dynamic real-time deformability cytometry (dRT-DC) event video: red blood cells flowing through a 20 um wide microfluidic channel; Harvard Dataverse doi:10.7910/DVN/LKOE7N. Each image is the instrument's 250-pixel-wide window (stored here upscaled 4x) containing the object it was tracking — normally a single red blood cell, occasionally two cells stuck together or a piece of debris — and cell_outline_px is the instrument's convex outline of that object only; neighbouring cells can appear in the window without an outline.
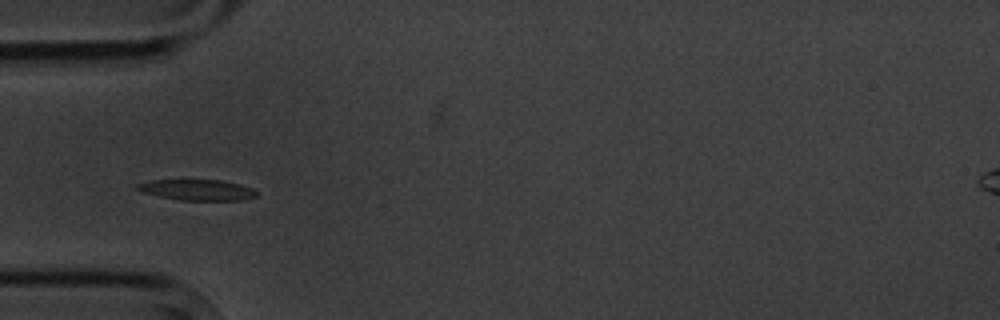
{"species": "common noctule bat (a hibernating species)", "species_latin": "Nyctalus noctula", "temperature_condition": "cold", "stored_images_in_passage": 12, "camera_frame_rate_fps": 3000, "um_per_image_px": 0.085, "animal": {"sex": "male", "body_mass_g": 20.1, "forearm_length_mm": 53.5}, "frame": {"image": 1, "passage_image": 4, "time_ms": 4.333, "image_size_px": [1000, 320], "cell_outline_px": [[256, 196], [244, 200], [180, 200], [140, 192], [136, 188], [136, 184], [152, 180], [220, 180], [240, 184], [252, 188], [256, 192]], "centroid_in_image_um": [16.75, 16.14], "position_along_channel_um": 68.3, "area_um2": 14.39}}
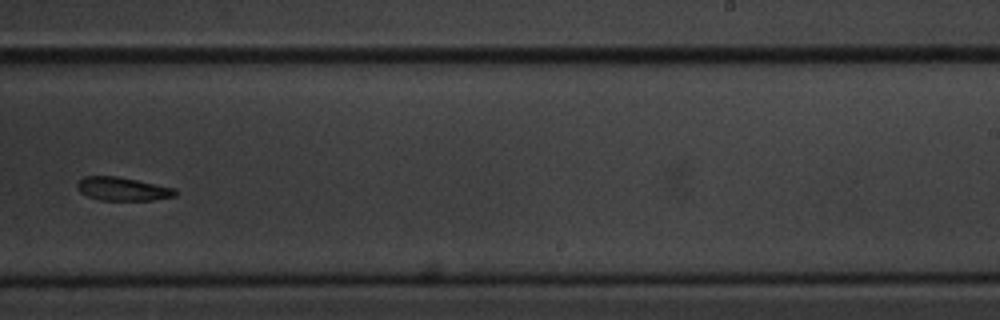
{"frame": {"image": 2, "passage_image": 9, "time_ms": 10.333, "image_size_px": [1000, 320], "cell_outline_px": [[176, 196], [152, 200], [100, 200], [88, 196], [80, 192], [76, 188], [76, 184], [84, 176], [116, 176], [176, 188]], "centroid_in_image_um": [10.41, 16.06], "position_along_channel_um": 278.6, "area_um2": 13.35}}
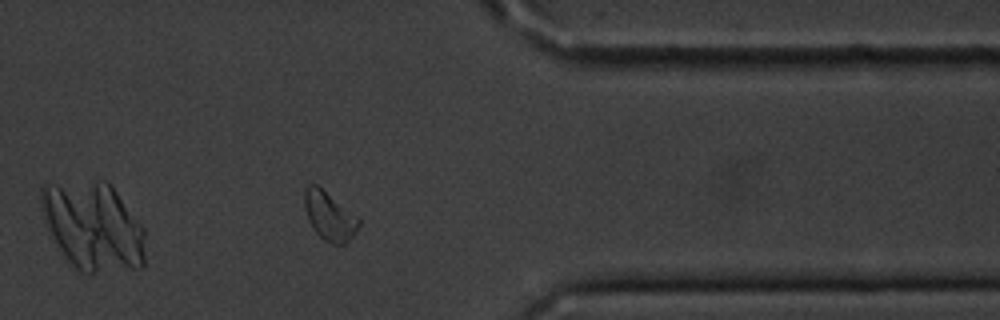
{"frame": {"image": 3, "passage_image": 12, "time_ms": 13.667, "image_size_px": [1000, 320], "cell_outline_px": [[360, 224], [356, 232], [344, 244], [332, 244], [324, 240], [316, 232], [308, 220], [304, 208], [304, 192], [308, 184], [316, 184], [356, 216], [360, 220]], "centroid_in_image_um": [27.97, 18.37], "position_along_channel_um": 383.4, "area_um2": 15.09}, "authors_computed_cell_mechanics": {"area_um2": 14.5367, "velocity_mm_per_s": 3.5081, "shape_relaxation_time_tau1_ms": 2.2846, "shape_relaxation_time_tau2_ms": null, "deformation_change_tau1": 0.0867, "deformation_change_tau2": null}}